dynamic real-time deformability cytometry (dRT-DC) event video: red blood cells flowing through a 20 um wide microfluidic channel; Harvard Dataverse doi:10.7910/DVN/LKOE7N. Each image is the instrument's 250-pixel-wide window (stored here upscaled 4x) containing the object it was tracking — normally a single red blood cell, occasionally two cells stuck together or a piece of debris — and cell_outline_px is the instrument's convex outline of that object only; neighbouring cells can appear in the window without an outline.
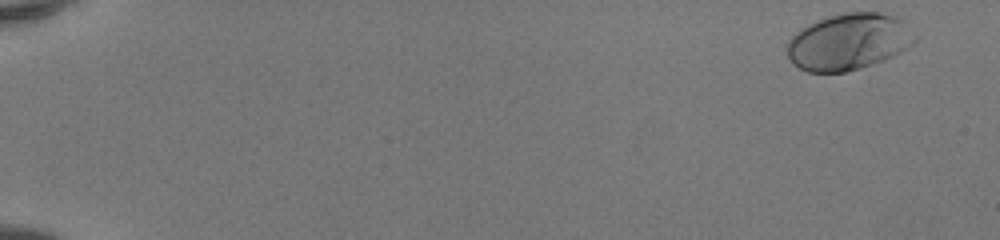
{"species": "human", "species_latin": "Homo sapiens", "temperature_condition": "room temperature", "stored_images_in_passage": 50, "camera_frame_rate_fps": 3000, "um_per_image_px": 0.085, "donor": {"sex": "female"}, "frame": {"image": 1, "passage_image": 1, "time_ms": 0.0, "image_size_px": [1000, 240], "cell_outline_px": [[916, 40], [908, 48], [884, 60], [860, 68], [844, 72], [808, 72], [792, 64], [788, 56], [788, 40], [796, 32], [808, 24], [816, 20], [828, 16], [848, 12], [880, 12], [896, 16], [908, 20], [916, 36]], "centroid_in_image_um": [72.19, 3.53], "position_along_channel_um": 12.8, "area_um2": 42.48}}
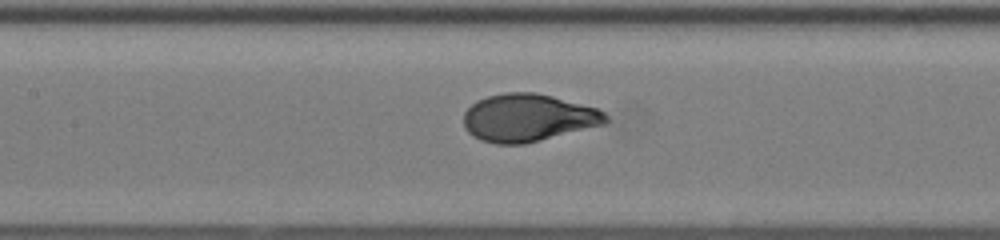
{"frame": {"image": 2, "passage_image": 25, "time_ms": 8.0, "image_size_px": [1000, 240], "cell_outline_px": [[608, 124], [524, 144], [496, 144], [480, 140], [468, 132], [464, 128], [464, 112], [476, 100], [488, 96], [508, 92], [536, 92], [552, 96], [596, 108], [604, 112], [608, 116]], "centroid_in_image_um": [44.89, 10.02], "position_along_channel_um": 162.5, "area_um2": 39.59}}
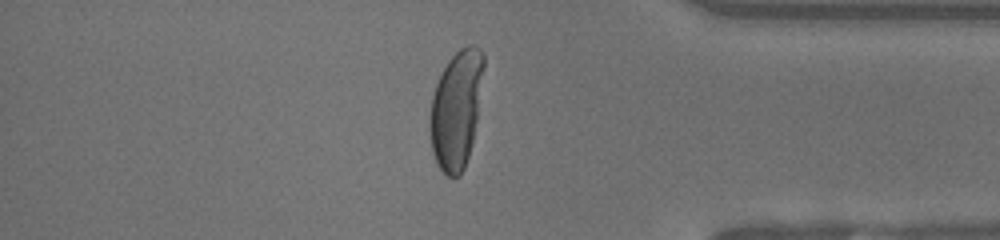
{"frame": {"image": 3, "passage_image": 43, "time_ms": 14.0, "image_size_px": [1000, 240], "cell_outline_px": [[484, 64], [476, 120], [472, 140], [468, 156], [464, 168], [460, 176], [448, 176], [436, 164], [432, 152], [428, 128], [428, 120], [432, 96], [436, 84], [448, 60], [460, 48], [468, 44], [472, 44], [480, 48], [484, 52]], "centroid_in_image_um": [38.75, 9.29], "position_along_channel_um": 396.4, "area_um2": 36.93}, "authors_computed_cell_mechanics": {"area_um2": 39.593, "velocity_mm_per_s": 4.1325, "shape_relaxation_time_tau1_ms": 3.1713, "shape_relaxation_time_tau2_ms": null, "deformation_change_tau1": 0.205, "deformation_change_tau2": null}}